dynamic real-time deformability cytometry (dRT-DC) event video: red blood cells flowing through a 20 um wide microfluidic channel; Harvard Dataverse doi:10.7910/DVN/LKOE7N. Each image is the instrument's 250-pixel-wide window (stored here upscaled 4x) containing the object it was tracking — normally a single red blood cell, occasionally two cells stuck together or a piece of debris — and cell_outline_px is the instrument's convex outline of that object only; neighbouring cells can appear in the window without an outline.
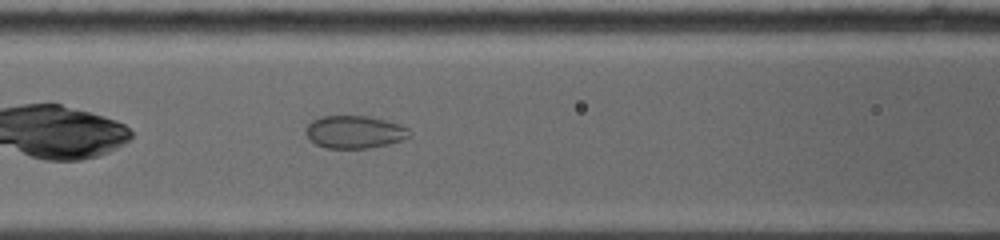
{"species": "common noctule bat (a hibernating species)", "species_latin": "Nyctalus noctula", "temperature_condition": "warm", "stored_images_in_passage": 5, "segment_of_instrument_passage": [1, 2], "camera_frame_rate_fps": 5000, "um_per_image_px": 0.085, "animal": {"sex": "female", "body_mass_g": 19.0, "forearm_length_mm": 53.3}, "frame": {"image": 1, "passage_image": 4, "time_ms": 2.6, "image_size_px": [1000, 240], "cell_outline_px": [[412, 136], [388, 144], [368, 148], [328, 148], [316, 144], [308, 140], [304, 132], [304, 128], [312, 120], [320, 116], [368, 116], [400, 124], [408, 128], [412, 132]], "centroid_in_image_um": [30.11, 11.21], "position_along_channel_um": 136.5, "area_um2": 19.94}}